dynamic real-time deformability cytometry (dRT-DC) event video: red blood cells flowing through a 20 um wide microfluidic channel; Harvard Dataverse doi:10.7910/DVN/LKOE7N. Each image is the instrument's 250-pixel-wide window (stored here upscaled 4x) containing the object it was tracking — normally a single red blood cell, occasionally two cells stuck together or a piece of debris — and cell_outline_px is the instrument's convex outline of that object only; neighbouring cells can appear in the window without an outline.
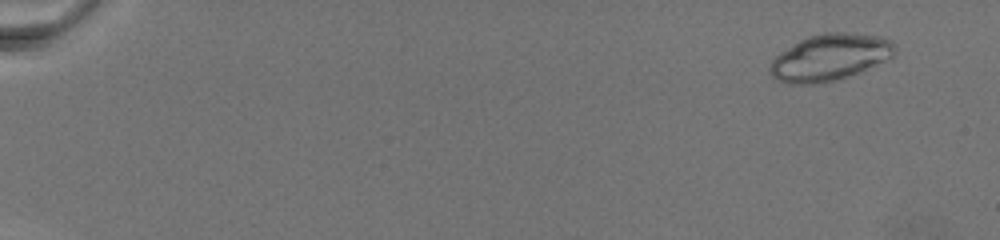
{"species": "common noctule bat (a hibernating species)", "species_latin": "Nyctalus noctula", "temperature_condition": "warm", "stored_images_in_passage": 33, "camera_frame_rate_fps": 3000, "um_per_image_px": 0.085, "animal": {"sex": "female", "body_mass_g": 19.5, "forearm_length_mm": 54.1}, "frame": {"image": 1, "passage_image": 3, "time_ms": 1.667, "image_size_px": [1000, 240], "cell_outline_px": [[896, 48], [892, 56], [884, 60], [856, 72], [832, 80], [816, 84], [788, 84], [776, 80], [768, 72], [768, 68], [772, 60], [780, 52], [800, 40], [808, 36], [824, 32], [852, 32], [880, 36], [892, 40]], "centroid_in_image_um": [70.48, 4.85], "position_along_channel_um": 14.5, "area_um2": 33.58}}
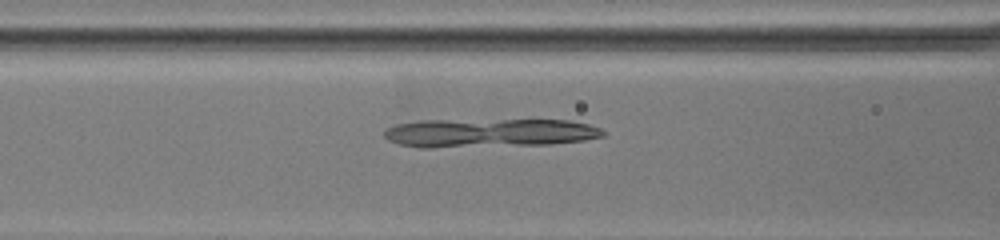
{"frame": {"image": 2, "passage_image": 25, "time_ms": 11.667, "image_size_px": [1000, 240], "cell_outline_px": [[604, 136], [584, 140], [548, 144], [432, 148], [420, 148], [396, 144], [388, 140], [384, 136], [384, 128], [396, 124], [420, 120], [568, 120], [588, 124], [600, 128], [604, 132]], "centroid_in_image_um": [41.5, 11.3], "position_along_channel_um": 125.1, "area_um2": 36.88}}